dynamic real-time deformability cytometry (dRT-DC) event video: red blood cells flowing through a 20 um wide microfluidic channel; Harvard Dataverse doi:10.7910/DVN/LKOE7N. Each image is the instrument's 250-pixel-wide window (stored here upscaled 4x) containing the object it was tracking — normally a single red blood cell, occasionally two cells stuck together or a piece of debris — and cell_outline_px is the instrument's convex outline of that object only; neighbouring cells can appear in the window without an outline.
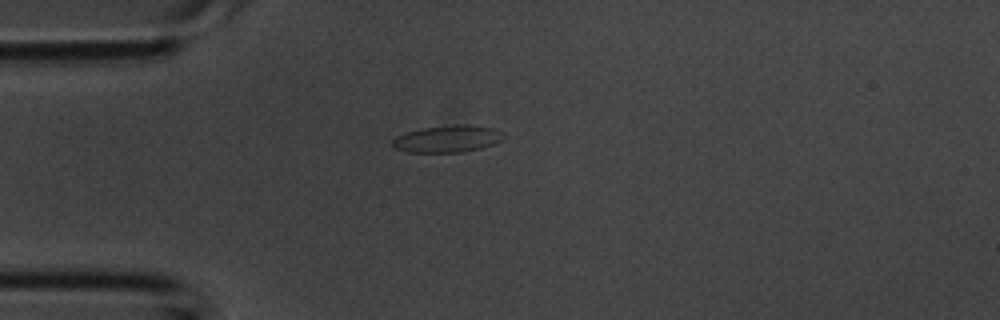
{"species": "common noctule bat (a hibernating species)", "species_latin": "Nyctalus noctula", "temperature_condition": "room temperature", "stored_images_in_passage": 1, "camera_frame_rate_fps": 3000, "um_per_image_px": 0.085, "animal": {"sex": "male", "body_mass_g": 20.1, "forearm_length_mm": 53.5}, "frame": {"image": 1, "passage_image": 1, "time_ms": 0.0, "image_size_px": [1000, 320], "cell_outline_px": [[508, 136], [496, 144], [464, 152], [408, 152], [392, 148], [392, 140], [396, 136], [408, 132], [424, 128], [456, 124], [464, 124], [492, 128], [504, 132]], "centroid_in_image_um": [38.09, 11.81], "position_along_channel_um": 46.9, "area_um2": 17.63}}